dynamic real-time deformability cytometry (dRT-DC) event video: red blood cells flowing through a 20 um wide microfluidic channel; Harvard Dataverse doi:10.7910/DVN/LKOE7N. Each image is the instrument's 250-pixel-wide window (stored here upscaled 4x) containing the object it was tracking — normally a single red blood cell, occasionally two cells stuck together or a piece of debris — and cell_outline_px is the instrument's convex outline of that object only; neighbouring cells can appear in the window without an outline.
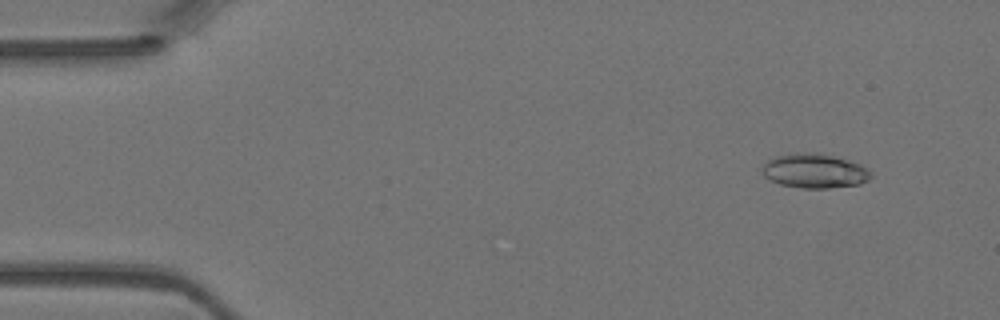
{"species": "Egyptian fruit bat (a non-hibernating species)", "species_latin": "Rousettus aegyptiacus", "temperature_condition": "warm", "stored_images_in_passage": 44, "camera_frame_rate_fps": 3000, "um_per_image_px": 0.085, "animal": {"sex": "female"}, "frame": {"image": 1, "passage_image": 4, "time_ms": 1.0, "image_size_px": [1000, 320], "cell_outline_px": [[872, 176], [868, 180], [860, 184], [828, 188], [800, 188], [780, 184], [764, 176], [764, 164], [768, 160], [776, 156], [796, 152], [804, 152], [832, 156], [848, 160], [860, 164], [868, 168], [872, 172]], "centroid_in_image_um": [69.27, 14.53], "position_along_channel_um": 15.7, "area_um2": 21.56}}
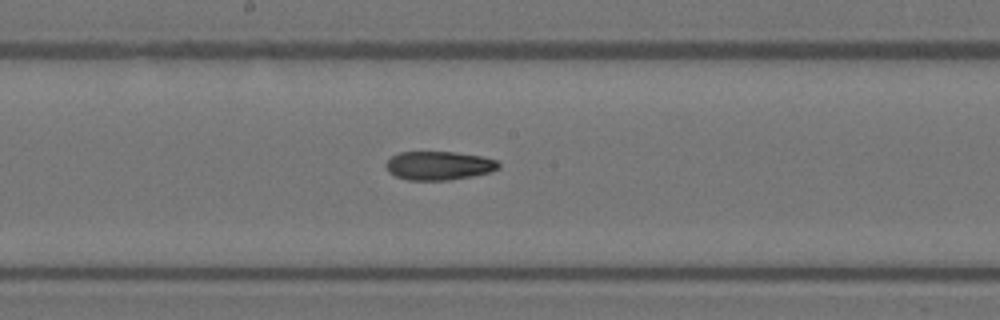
{"frame": {"image": 2, "passage_image": 24, "time_ms": 7.667, "image_size_px": [1000, 320], "cell_outline_px": [[500, 168], [488, 172], [472, 176], [448, 180], [408, 180], [396, 176], [388, 172], [384, 164], [392, 156], [400, 152], [452, 152], [484, 156], [496, 160], [500, 164]], "centroid_in_image_um": [37.29, 14.07], "position_along_channel_um": 210.9, "area_um2": 18.84}}
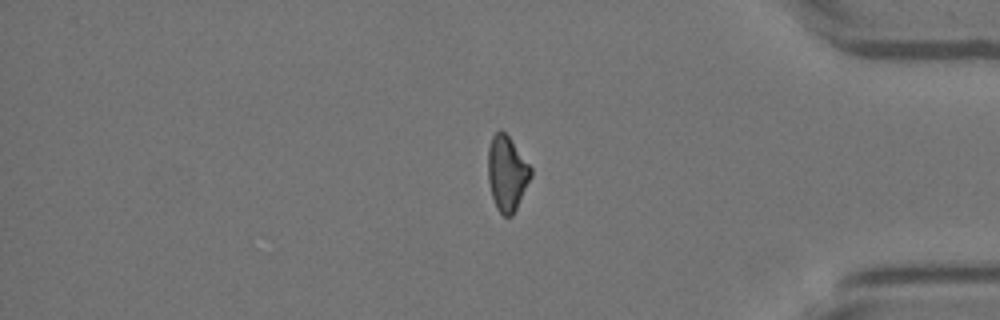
{"frame": {"image": 3, "passage_image": 38, "time_ms": 12.333, "image_size_px": [1000, 320], "cell_outline_px": [[532, 176], [512, 216], [504, 216], [496, 208], [492, 196], [488, 180], [488, 148], [492, 136], [500, 128], [508, 136], [532, 168]], "centroid_in_image_um": [43.08, 14.72], "position_along_channel_um": 392.1, "area_um2": 18.61}}